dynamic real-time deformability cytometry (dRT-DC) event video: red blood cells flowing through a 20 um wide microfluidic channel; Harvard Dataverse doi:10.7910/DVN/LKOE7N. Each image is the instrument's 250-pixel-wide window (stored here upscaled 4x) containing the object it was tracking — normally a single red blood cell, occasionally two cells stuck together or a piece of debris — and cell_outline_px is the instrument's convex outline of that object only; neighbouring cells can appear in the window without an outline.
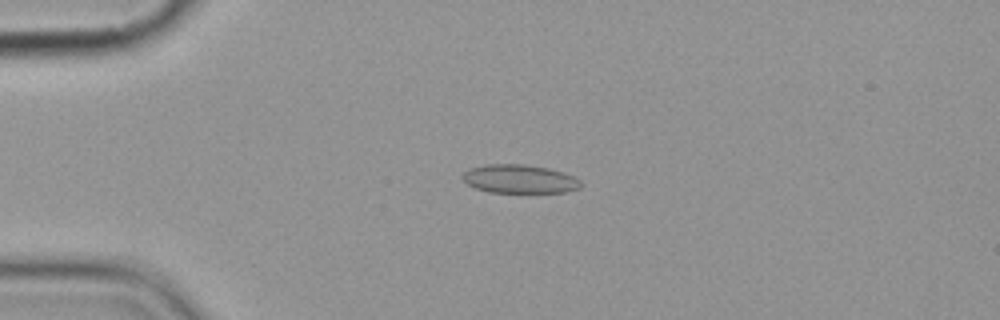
{"species": "common noctule bat (a hibernating species)", "species_latin": "Nyctalus noctula", "temperature_condition": "cold", "stored_images_in_passage": 4, "camera_frame_rate_fps": 3000, "um_per_image_px": 0.085, "animal": {"sex": "female", "body_mass_g": 19.9}, "frame": {"image": 1, "passage_image": 3, "time_ms": 3.333, "image_size_px": [1000, 320], "cell_outline_px": [[584, 184], [580, 188], [564, 192], [488, 192], [476, 188], [468, 184], [464, 180], [464, 172], [472, 168], [484, 164], [524, 164], [548, 168], [564, 172], [576, 176]], "centroid_in_image_um": [44.23, 15.21], "position_along_channel_um": 40.8, "area_um2": 19.71}}